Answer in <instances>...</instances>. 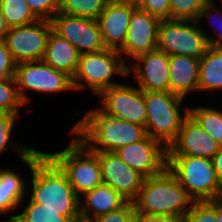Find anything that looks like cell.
I'll return each mask as SVG.
<instances>
[{
	"label": "cell",
	"instance_id": "cell-1",
	"mask_svg": "<svg viewBox=\"0 0 222 222\" xmlns=\"http://www.w3.org/2000/svg\"><path fill=\"white\" fill-rule=\"evenodd\" d=\"M20 164L25 165L29 193L27 196L42 208L60 211V215L68 217L72 222H81L79 196L66 174L45 153L34 149L23 159Z\"/></svg>",
	"mask_w": 222,
	"mask_h": 222
},
{
	"label": "cell",
	"instance_id": "cell-2",
	"mask_svg": "<svg viewBox=\"0 0 222 222\" xmlns=\"http://www.w3.org/2000/svg\"><path fill=\"white\" fill-rule=\"evenodd\" d=\"M80 114L70 132L92 152H115L147 136L145 126L106 115L97 106L74 116L78 119Z\"/></svg>",
	"mask_w": 222,
	"mask_h": 222
},
{
	"label": "cell",
	"instance_id": "cell-3",
	"mask_svg": "<svg viewBox=\"0 0 222 222\" xmlns=\"http://www.w3.org/2000/svg\"><path fill=\"white\" fill-rule=\"evenodd\" d=\"M132 202L138 213L169 216L182 221L194 200L166 167L160 174L145 178Z\"/></svg>",
	"mask_w": 222,
	"mask_h": 222
},
{
	"label": "cell",
	"instance_id": "cell-4",
	"mask_svg": "<svg viewBox=\"0 0 222 222\" xmlns=\"http://www.w3.org/2000/svg\"><path fill=\"white\" fill-rule=\"evenodd\" d=\"M127 69L128 65L116 49L105 48L80 54L76 73L72 77L74 92L90 89L95 97L102 90L121 84V80L116 82L114 79L116 76L126 79Z\"/></svg>",
	"mask_w": 222,
	"mask_h": 222
},
{
	"label": "cell",
	"instance_id": "cell-5",
	"mask_svg": "<svg viewBox=\"0 0 222 222\" xmlns=\"http://www.w3.org/2000/svg\"><path fill=\"white\" fill-rule=\"evenodd\" d=\"M185 100L170 91H144L147 135L168 148L177 138L182 121L189 115Z\"/></svg>",
	"mask_w": 222,
	"mask_h": 222
},
{
	"label": "cell",
	"instance_id": "cell-6",
	"mask_svg": "<svg viewBox=\"0 0 222 222\" xmlns=\"http://www.w3.org/2000/svg\"><path fill=\"white\" fill-rule=\"evenodd\" d=\"M72 138L65 149L45 153L61 168L80 197L85 192L103 184L101 165L98 156L90 151L70 131Z\"/></svg>",
	"mask_w": 222,
	"mask_h": 222
},
{
	"label": "cell",
	"instance_id": "cell-7",
	"mask_svg": "<svg viewBox=\"0 0 222 222\" xmlns=\"http://www.w3.org/2000/svg\"><path fill=\"white\" fill-rule=\"evenodd\" d=\"M166 167L194 201H209L222 196L212 159L167 155Z\"/></svg>",
	"mask_w": 222,
	"mask_h": 222
},
{
	"label": "cell",
	"instance_id": "cell-8",
	"mask_svg": "<svg viewBox=\"0 0 222 222\" xmlns=\"http://www.w3.org/2000/svg\"><path fill=\"white\" fill-rule=\"evenodd\" d=\"M14 79L26 108L32 102L31 91L41 95L74 92L72 77L47 65L43 60L16 64Z\"/></svg>",
	"mask_w": 222,
	"mask_h": 222
},
{
	"label": "cell",
	"instance_id": "cell-9",
	"mask_svg": "<svg viewBox=\"0 0 222 222\" xmlns=\"http://www.w3.org/2000/svg\"><path fill=\"white\" fill-rule=\"evenodd\" d=\"M196 20L161 19L157 49L167 55L201 58L208 46L206 36Z\"/></svg>",
	"mask_w": 222,
	"mask_h": 222
},
{
	"label": "cell",
	"instance_id": "cell-10",
	"mask_svg": "<svg viewBox=\"0 0 222 222\" xmlns=\"http://www.w3.org/2000/svg\"><path fill=\"white\" fill-rule=\"evenodd\" d=\"M130 82L102 90L97 96L98 109L111 117L123 119L141 126L147 120L144 91Z\"/></svg>",
	"mask_w": 222,
	"mask_h": 222
},
{
	"label": "cell",
	"instance_id": "cell-11",
	"mask_svg": "<svg viewBox=\"0 0 222 222\" xmlns=\"http://www.w3.org/2000/svg\"><path fill=\"white\" fill-rule=\"evenodd\" d=\"M53 29L51 21L9 28L3 40L16 64L43 59L47 40Z\"/></svg>",
	"mask_w": 222,
	"mask_h": 222
},
{
	"label": "cell",
	"instance_id": "cell-12",
	"mask_svg": "<svg viewBox=\"0 0 222 222\" xmlns=\"http://www.w3.org/2000/svg\"><path fill=\"white\" fill-rule=\"evenodd\" d=\"M51 23L53 30L70 42L79 54L98 52L106 48L95 19L58 12Z\"/></svg>",
	"mask_w": 222,
	"mask_h": 222
},
{
	"label": "cell",
	"instance_id": "cell-13",
	"mask_svg": "<svg viewBox=\"0 0 222 222\" xmlns=\"http://www.w3.org/2000/svg\"><path fill=\"white\" fill-rule=\"evenodd\" d=\"M161 19L136 6L133 11L123 46L118 52L128 65L139 55L157 49L158 26Z\"/></svg>",
	"mask_w": 222,
	"mask_h": 222
},
{
	"label": "cell",
	"instance_id": "cell-14",
	"mask_svg": "<svg viewBox=\"0 0 222 222\" xmlns=\"http://www.w3.org/2000/svg\"><path fill=\"white\" fill-rule=\"evenodd\" d=\"M115 153L130 168L145 177L158 175L167 166V148L148 135L139 142L119 148Z\"/></svg>",
	"mask_w": 222,
	"mask_h": 222
},
{
	"label": "cell",
	"instance_id": "cell-15",
	"mask_svg": "<svg viewBox=\"0 0 222 222\" xmlns=\"http://www.w3.org/2000/svg\"><path fill=\"white\" fill-rule=\"evenodd\" d=\"M128 78L142 91H169V55L158 49L139 55L128 64Z\"/></svg>",
	"mask_w": 222,
	"mask_h": 222
},
{
	"label": "cell",
	"instance_id": "cell-16",
	"mask_svg": "<svg viewBox=\"0 0 222 222\" xmlns=\"http://www.w3.org/2000/svg\"><path fill=\"white\" fill-rule=\"evenodd\" d=\"M94 153L101 165L103 184L110 185L127 201H133L146 177L130 168L115 152Z\"/></svg>",
	"mask_w": 222,
	"mask_h": 222
},
{
	"label": "cell",
	"instance_id": "cell-17",
	"mask_svg": "<svg viewBox=\"0 0 222 222\" xmlns=\"http://www.w3.org/2000/svg\"><path fill=\"white\" fill-rule=\"evenodd\" d=\"M220 145L188 115L177 138L167 148V155H186L212 159Z\"/></svg>",
	"mask_w": 222,
	"mask_h": 222
},
{
	"label": "cell",
	"instance_id": "cell-18",
	"mask_svg": "<svg viewBox=\"0 0 222 222\" xmlns=\"http://www.w3.org/2000/svg\"><path fill=\"white\" fill-rule=\"evenodd\" d=\"M136 2H108L96 19L106 48L119 50L125 41Z\"/></svg>",
	"mask_w": 222,
	"mask_h": 222
},
{
	"label": "cell",
	"instance_id": "cell-19",
	"mask_svg": "<svg viewBox=\"0 0 222 222\" xmlns=\"http://www.w3.org/2000/svg\"><path fill=\"white\" fill-rule=\"evenodd\" d=\"M18 165L13 164L14 169L10 166L0 167V215L10 216L3 222H12L15 219L16 215L12 213L18 211L27 197L28 180L22 176L23 173L19 174L18 169H15Z\"/></svg>",
	"mask_w": 222,
	"mask_h": 222
},
{
	"label": "cell",
	"instance_id": "cell-20",
	"mask_svg": "<svg viewBox=\"0 0 222 222\" xmlns=\"http://www.w3.org/2000/svg\"><path fill=\"white\" fill-rule=\"evenodd\" d=\"M200 58L169 56V91L183 98L198 93Z\"/></svg>",
	"mask_w": 222,
	"mask_h": 222
},
{
	"label": "cell",
	"instance_id": "cell-21",
	"mask_svg": "<svg viewBox=\"0 0 222 222\" xmlns=\"http://www.w3.org/2000/svg\"><path fill=\"white\" fill-rule=\"evenodd\" d=\"M127 200L110 185L101 184L79 197L81 222L112 212L122 207Z\"/></svg>",
	"mask_w": 222,
	"mask_h": 222
},
{
	"label": "cell",
	"instance_id": "cell-22",
	"mask_svg": "<svg viewBox=\"0 0 222 222\" xmlns=\"http://www.w3.org/2000/svg\"><path fill=\"white\" fill-rule=\"evenodd\" d=\"M79 55L70 42L51 30L42 59L47 65L73 77L78 67Z\"/></svg>",
	"mask_w": 222,
	"mask_h": 222
},
{
	"label": "cell",
	"instance_id": "cell-23",
	"mask_svg": "<svg viewBox=\"0 0 222 222\" xmlns=\"http://www.w3.org/2000/svg\"><path fill=\"white\" fill-rule=\"evenodd\" d=\"M202 92H222V48L208 47L200 58L198 93Z\"/></svg>",
	"mask_w": 222,
	"mask_h": 222
},
{
	"label": "cell",
	"instance_id": "cell-24",
	"mask_svg": "<svg viewBox=\"0 0 222 222\" xmlns=\"http://www.w3.org/2000/svg\"><path fill=\"white\" fill-rule=\"evenodd\" d=\"M18 123L19 117L17 115L0 113V157L5 152L13 149L12 151L20 161L34 149L32 146L23 145L13 138L15 137L13 131L16 130L14 127L22 125Z\"/></svg>",
	"mask_w": 222,
	"mask_h": 222
},
{
	"label": "cell",
	"instance_id": "cell-25",
	"mask_svg": "<svg viewBox=\"0 0 222 222\" xmlns=\"http://www.w3.org/2000/svg\"><path fill=\"white\" fill-rule=\"evenodd\" d=\"M221 7V9H220ZM219 7V4L215 0H208L201 9L199 16L197 18V22H207L209 25V29L212 26L213 31L211 34L208 33L210 31H206L203 25L200 26L201 30L204 32L207 43L209 47L213 48H222V6ZM206 20V21H202ZM211 25V26H210ZM213 33V34H212ZM215 33V34H214Z\"/></svg>",
	"mask_w": 222,
	"mask_h": 222
},
{
	"label": "cell",
	"instance_id": "cell-26",
	"mask_svg": "<svg viewBox=\"0 0 222 222\" xmlns=\"http://www.w3.org/2000/svg\"><path fill=\"white\" fill-rule=\"evenodd\" d=\"M188 108L189 115L222 146V108L218 109V107H211V105Z\"/></svg>",
	"mask_w": 222,
	"mask_h": 222
},
{
	"label": "cell",
	"instance_id": "cell-27",
	"mask_svg": "<svg viewBox=\"0 0 222 222\" xmlns=\"http://www.w3.org/2000/svg\"><path fill=\"white\" fill-rule=\"evenodd\" d=\"M0 9L9 28L30 25L39 20L25 0H0Z\"/></svg>",
	"mask_w": 222,
	"mask_h": 222
},
{
	"label": "cell",
	"instance_id": "cell-28",
	"mask_svg": "<svg viewBox=\"0 0 222 222\" xmlns=\"http://www.w3.org/2000/svg\"><path fill=\"white\" fill-rule=\"evenodd\" d=\"M20 204L21 213H16L12 222H72L68 217L60 215V211L42 208V205L34 203L28 196ZM24 207H23V206ZM23 207V209H22Z\"/></svg>",
	"mask_w": 222,
	"mask_h": 222
},
{
	"label": "cell",
	"instance_id": "cell-29",
	"mask_svg": "<svg viewBox=\"0 0 222 222\" xmlns=\"http://www.w3.org/2000/svg\"><path fill=\"white\" fill-rule=\"evenodd\" d=\"M107 3V0H59V12L96 20Z\"/></svg>",
	"mask_w": 222,
	"mask_h": 222
},
{
	"label": "cell",
	"instance_id": "cell-30",
	"mask_svg": "<svg viewBox=\"0 0 222 222\" xmlns=\"http://www.w3.org/2000/svg\"><path fill=\"white\" fill-rule=\"evenodd\" d=\"M24 106L26 105L19 95L15 79L0 81V113L21 117L20 109H23Z\"/></svg>",
	"mask_w": 222,
	"mask_h": 222
},
{
	"label": "cell",
	"instance_id": "cell-31",
	"mask_svg": "<svg viewBox=\"0 0 222 222\" xmlns=\"http://www.w3.org/2000/svg\"><path fill=\"white\" fill-rule=\"evenodd\" d=\"M208 0H170V19L197 20Z\"/></svg>",
	"mask_w": 222,
	"mask_h": 222
},
{
	"label": "cell",
	"instance_id": "cell-32",
	"mask_svg": "<svg viewBox=\"0 0 222 222\" xmlns=\"http://www.w3.org/2000/svg\"><path fill=\"white\" fill-rule=\"evenodd\" d=\"M181 222H218L215 198L209 201H194Z\"/></svg>",
	"mask_w": 222,
	"mask_h": 222
},
{
	"label": "cell",
	"instance_id": "cell-33",
	"mask_svg": "<svg viewBox=\"0 0 222 222\" xmlns=\"http://www.w3.org/2000/svg\"><path fill=\"white\" fill-rule=\"evenodd\" d=\"M39 20L51 21L59 12V0H25Z\"/></svg>",
	"mask_w": 222,
	"mask_h": 222
},
{
	"label": "cell",
	"instance_id": "cell-34",
	"mask_svg": "<svg viewBox=\"0 0 222 222\" xmlns=\"http://www.w3.org/2000/svg\"><path fill=\"white\" fill-rule=\"evenodd\" d=\"M134 211L133 202L127 201L119 209L100 215L90 222H133Z\"/></svg>",
	"mask_w": 222,
	"mask_h": 222
},
{
	"label": "cell",
	"instance_id": "cell-35",
	"mask_svg": "<svg viewBox=\"0 0 222 222\" xmlns=\"http://www.w3.org/2000/svg\"><path fill=\"white\" fill-rule=\"evenodd\" d=\"M137 6L160 19H170V0H136Z\"/></svg>",
	"mask_w": 222,
	"mask_h": 222
},
{
	"label": "cell",
	"instance_id": "cell-36",
	"mask_svg": "<svg viewBox=\"0 0 222 222\" xmlns=\"http://www.w3.org/2000/svg\"><path fill=\"white\" fill-rule=\"evenodd\" d=\"M16 62L4 41H0V81L14 78Z\"/></svg>",
	"mask_w": 222,
	"mask_h": 222
},
{
	"label": "cell",
	"instance_id": "cell-37",
	"mask_svg": "<svg viewBox=\"0 0 222 222\" xmlns=\"http://www.w3.org/2000/svg\"><path fill=\"white\" fill-rule=\"evenodd\" d=\"M133 222H181L169 216L142 214L134 211Z\"/></svg>",
	"mask_w": 222,
	"mask_h": 222
},
{
	"label": "cell",
	"instance_id": "cell-38",
	"mask_svg": "<svg viewBox=\"0 0 222 222\" xmlns=\"http://www.w3.org/2000/svg\"><path fill=\"white\" fill-rule=\"evenodd\" d=\"M212 162L217 174L218 181L222 187V146H220L217 153L213 156Z\"/></svg>",
	"mask_w": 222,
	"mask_h": 222
},
{
	"label": "cell",
	"instance_id": "cell-39",
	"mask_svg": "<svg viewBox=\"0 0 222 222\" xmlns=\"http://www.w3.org/2000/svg\"><path fill=\"white\" fill-rule=\"evenodd\" d=\"M8 30L9 27L6 24V21L0 9V41H3L5 39Z\"/></svg>",
	"mask_w": 222,
	"mask_h": 222
},
{
	"label": "cell",
	"instance_id": "cell-40",
	"mask_svg": "<svg viewBox=\"0 0 222 222\" xmlns=\"http://www.w3.org/2000/svg\"><path fill=\"white\" fill-rule=\"evenodd\" d=\"M215 211L218 222H222V196L215 198Z\"/></svg>",
	"mask_w": 222,
	"mask_h": 222
},
{
	"label": "cell",
	"instance_id": "cell-41",
	"mask_svg": "<svg viewBox=\"0 0 222 222\" xmlns=\"http://www.w3.org/2000/svg\"><path fill=\"white\" fill-rule=\"evenodd\" d=\"M108 2H136V0H107Z\"/></svg>",
	"mask_w": 222,
	"mask_h": 222
},
{
	"label": "cell",
	"instance_id": "cell-42",
	"mask_svg": "<svg viewBox=\"0 0 222 222\" xmlns=\"http://www.w3.org/2000/svg\"><path fill=\"white\" fill-rule=\"evenodd\" d=\"M215 1H220V2H219V3H220L219 5H220V6L222 5V0H215Z\"/></svg>",
	"mask_w": 222,
	"mask_h": 222
}]
</instances>
